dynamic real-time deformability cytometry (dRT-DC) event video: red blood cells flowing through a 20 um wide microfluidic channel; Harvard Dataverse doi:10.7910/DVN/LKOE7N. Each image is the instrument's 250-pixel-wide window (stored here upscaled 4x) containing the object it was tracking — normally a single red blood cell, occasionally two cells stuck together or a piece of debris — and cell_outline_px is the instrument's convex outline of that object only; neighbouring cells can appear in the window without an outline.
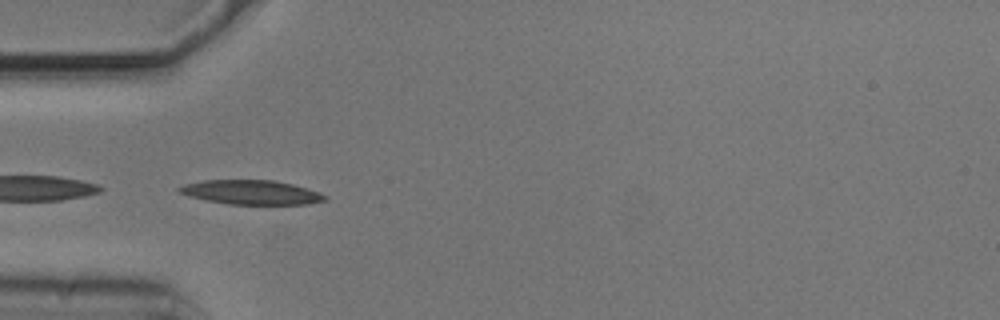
{"species": "common noctule bat (a hibernating species)", "species_latin": "Nyctalus noctula", "temperature_condition": "cold", "stored_images_in_passage": 13, "camera_frame_rate_fps": 3000, "um_per_image_px": 0.085, "animal": {"sex": "male", "body_mass_g": 20.5, "forearm_length_mm": 52.5}, "frame": {"image": 1, "passage_image": 4, "time_ms": 1.0, "image_size_px": [1000, 320], "cell_outline_px": [[328, 200], [308, 204], [228, 204], [188, 196], [176, 192], [176, 188], [184, 184], [204, 180], [272, 180], [292, 184], [308, 188], [320, 192], [328, 196]], "centroid_in_image_um": [21.36, 16.34], "position_along_channel_um": 63.6, "area_um2": 20.75}}
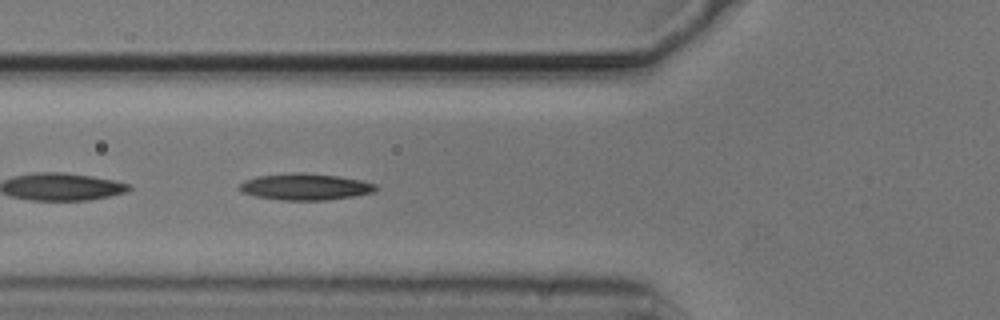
{"frame": {"image": 2, "passage_image": 7, "time_ms": 2.0, "image_size_px": [1000, 320], "cell_outline_px": [[380, 188], [372, 192], [352, 196], [328, 200], [280, 200], [256, 196], [240, 192], [236, 188], [244, 180], [256, 176], [296, 172], [300, 172], [336, 176], [360, 180], [376, 184]], "centroid_in_image_um": [25.89, 15.87], "position_along_channel_um": 99.9, "area_um2": 21.1}}